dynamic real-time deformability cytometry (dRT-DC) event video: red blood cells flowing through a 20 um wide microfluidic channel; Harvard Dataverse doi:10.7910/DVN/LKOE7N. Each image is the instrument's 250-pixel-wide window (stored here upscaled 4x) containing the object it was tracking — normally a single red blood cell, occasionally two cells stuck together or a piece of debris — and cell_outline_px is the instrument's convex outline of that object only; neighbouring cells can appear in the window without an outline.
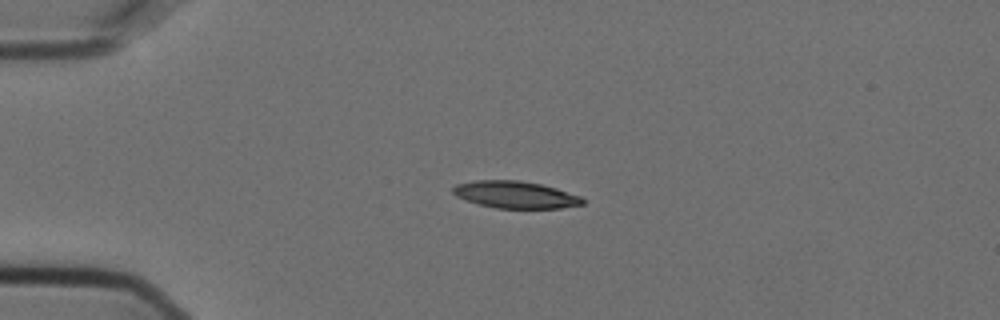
{"species": "Egyptian fruit bat (a non-hibernating species)", "species_latin": "Rousettus aegyptiacus", "temperature_condition": "cold", "stored_images_in_passage": 3, "camera_frame_rate_fps": 3000, "um_per_image_px": 0.085, "animal": {"sex": "female"}, "frame": {"image": 1, "passage_image": 1, "time_ms": 0.0, "image_size_px": [1000, 320], "cell_outline_px": [[584, 204], [560, 208], [496, 208], [480, 204], [456, 196], [452, 192], [452, 188], [456, 184], [476, 180], [520, 180], [540, 184], [556, 188], [580, 196], [584, 200]], "centroid_in_image_um": [43.81, 16.54], "position_along_channel_um": 41.2, "area_um2": 20.29}}
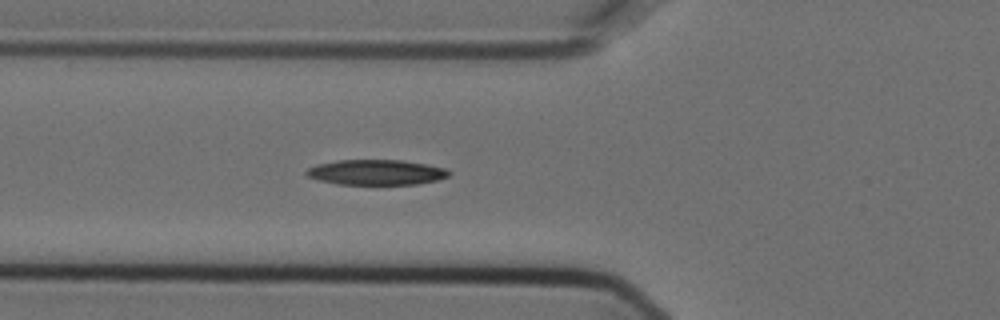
{"frame": {"image": 2, "passage_image": 3, "time_ms": 0.667, "image_size_px": [1000, 320], "cell_outline_px": [[452, 172], [448, 176], [436, 180], [416, 184], [336, 184], [316, 180], [308, 176], [304, 172], [308, 168], [316, 164], [336, 160], [400, 160], [424, 164], [444, 168]], "centroid_in_image_um": [31.92, 14.64], "position_along_channel_um": 93.9, "area_um2": 20.92}}